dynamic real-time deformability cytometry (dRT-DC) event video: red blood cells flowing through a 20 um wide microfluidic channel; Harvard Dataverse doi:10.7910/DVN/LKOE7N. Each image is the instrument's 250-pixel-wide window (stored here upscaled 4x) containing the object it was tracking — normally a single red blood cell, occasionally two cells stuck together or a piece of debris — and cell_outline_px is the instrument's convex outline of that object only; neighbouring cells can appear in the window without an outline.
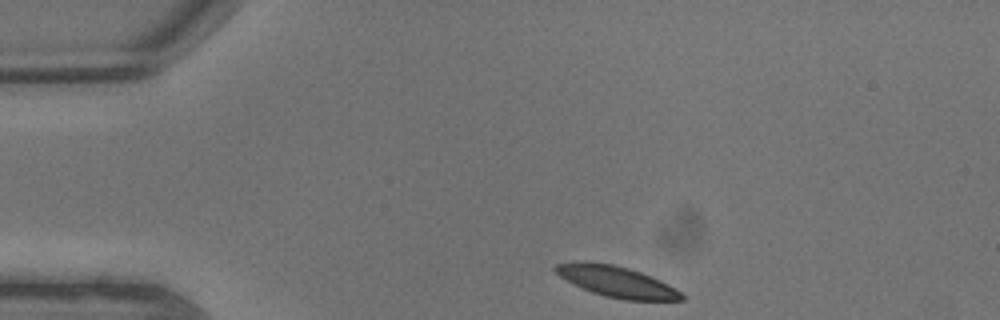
{"species": "common noctule bat (a hibernating species)", "species_latin": "Nyctalus noctula", "temperature_condition": "warm", "stored_images_in_passage": 3, "camera_frame_rate_fps": 3000, "um_per_image_px": 0.085, "animal": {"sex": "male", "body_mass_g": 13.3}, "frame": {"image": 1, "passage_image": 1, "time_ms": 0.0, "image_size_px": [1000, 320], "cell_outline_px": [[684, 300], [624, 300], [604, 296], [592, 292], [560, 276], [552, 268], [556, 264], [584, 260], [612, 264], [640, 272], [680, 292], [684, 296]], "centroid_in_image_um": [52.34, 23.93], "position_along_channel_um": 32.7, "area_um2": 22.08}}